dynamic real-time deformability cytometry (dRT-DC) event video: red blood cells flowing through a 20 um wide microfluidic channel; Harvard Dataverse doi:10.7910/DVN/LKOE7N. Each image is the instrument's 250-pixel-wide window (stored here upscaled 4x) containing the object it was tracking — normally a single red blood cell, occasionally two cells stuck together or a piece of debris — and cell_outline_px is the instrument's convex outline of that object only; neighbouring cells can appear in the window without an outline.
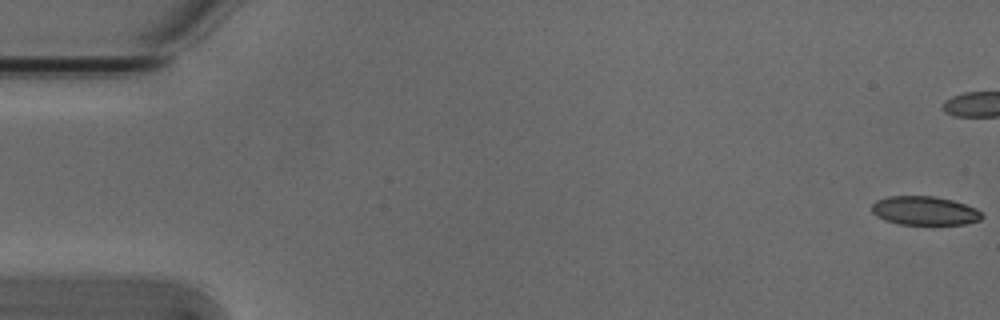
{"species": "Egyptian fruit bat (a non-hibernating species)", "species_latin": "Rousettus aegyptiacus", "temperature_condition": "cold", "stored_images_in_passage": 3, "camera_frame_rate_fps": 3000, "um_per_image_px": 0.085, "animal": {"sex": "male"}, "frame": {"image": 1, "passage_image": 1, "time_ms": 0.0, "image_size_px": [1000, 320], "cell_outline_px": [[984, 216], [980, 220], [964, 224], [900, 224], [884, 220], [876, 216], [872, 212], [872, 204], [876, 200], [888, 196], [936, 196], [952, 200], [976, 208]], "centroid_in_image_um": [78.57, 17.9], "position_along_channel_um": 6.4, "area_um2": 18.5}}